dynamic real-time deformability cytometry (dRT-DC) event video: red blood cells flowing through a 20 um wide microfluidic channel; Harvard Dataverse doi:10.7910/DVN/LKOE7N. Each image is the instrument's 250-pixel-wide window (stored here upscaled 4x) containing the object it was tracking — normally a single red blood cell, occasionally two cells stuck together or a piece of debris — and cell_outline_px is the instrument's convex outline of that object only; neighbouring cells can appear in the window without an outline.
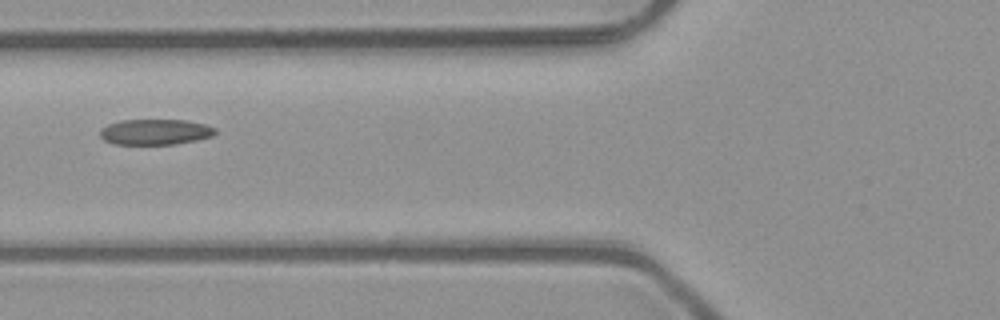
{"species": "common noctule bat (a hibernating species)", "species_latin": "Nyctalus noctula", "temperature_condition": "room temperature", "stored_images_in_passage": 4, "camera_frame_rate_fps": 3000, "um_per_image_px": 0.085, "animal": {"sex": "male", "body_mass_g": 23.1, "forearm_length_mm": 52.7}, "frame": {"image": 1, "passage_image": 4, "time_ms": 1.0, "image_size_px": [1000, 320], "cell_outline_px": [[216, 132], [212, 136], [196, 140], [176, 144], [112, 144], [104, 140], [100, 136], [100, 128], [108, 124], [120, 120], [188, 120], [204, 124], [216, 128]], "centroid_in_image_um": [13.17, 11.21], "position_along_channel_um": 112.6, "area_um2": 17.28}}